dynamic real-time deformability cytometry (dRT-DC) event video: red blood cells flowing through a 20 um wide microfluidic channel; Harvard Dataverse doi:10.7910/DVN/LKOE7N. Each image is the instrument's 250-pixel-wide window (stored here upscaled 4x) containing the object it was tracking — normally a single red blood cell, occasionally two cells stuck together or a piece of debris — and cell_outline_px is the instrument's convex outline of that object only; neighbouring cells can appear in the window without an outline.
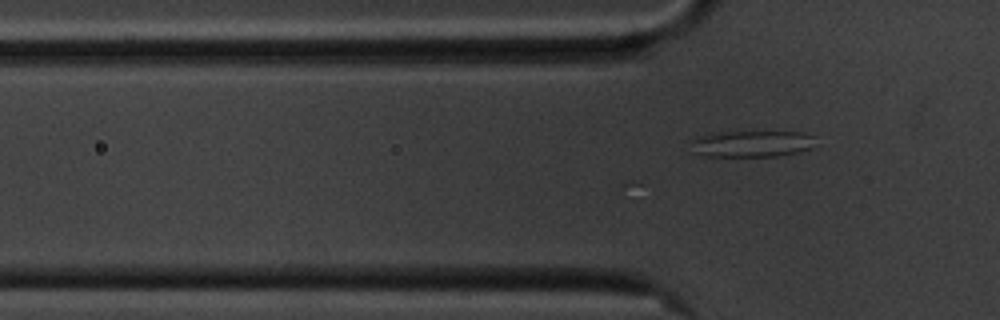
{"species": "common noctule bat (a hibernating species)", "species_latin": "Nyctalus noctula", "temperature_condition": "cold", "stored_images_in_passage": 15, "camera_frame_rate_fps": 3000, "um_per_image_px": 0.085, "animal": {"sex": "male", "body_mass_g": 20.1, "forearm_length_mm": 53.5}, "frame": {"image": 1, "passage_image": 15, "time_ms": 4.667, "image_size_px": [1000, 320], "cell_outline_px": [[816, 136], [812, 148], [796, 152], [776, 156], [704, 156], [696, 152], [692, 140], [700, 136], [712, 132], [804, 132]], "centroid_in_image_um": [63.97, 12.21], "position_along_channel_um": 61.8, "area_um2": 19.02}}